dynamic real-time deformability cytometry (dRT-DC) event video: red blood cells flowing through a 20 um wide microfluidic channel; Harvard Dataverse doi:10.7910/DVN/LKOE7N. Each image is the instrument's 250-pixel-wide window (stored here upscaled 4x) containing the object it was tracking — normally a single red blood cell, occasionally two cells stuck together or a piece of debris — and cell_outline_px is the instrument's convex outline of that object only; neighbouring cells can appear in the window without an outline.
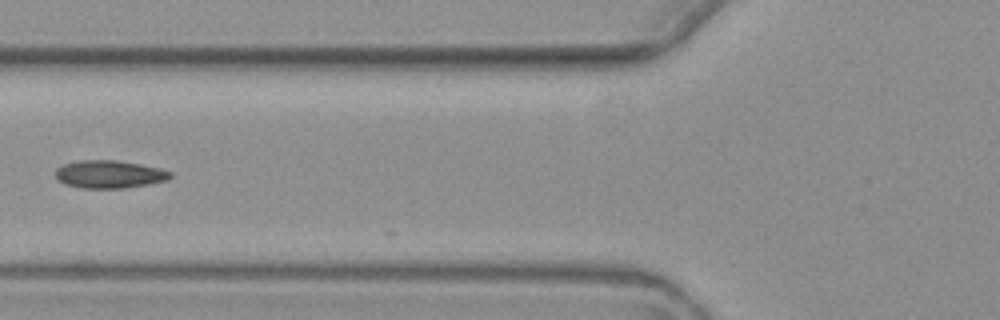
{"species": "common noctule bat (a hibernating species)", "species_latin": "Nyctalus noctula", "temperature_condition": "warm", "stored_images_in_passage": 4, "camera_frame_rate_fps": 3000, "um_per_image_px": 0.085, "animal": {"sex": "female", "body_mass_g": 19.3, "forearm_length_mm": 54.1}, "frame": {"image": 1, "passage_image": 4, "time_ms": 3.667, "image_size_px": [1000, 320], "cell_outline_px": [[172, 176], [168, 180], [148, 184], [124, 188], [84, 188], [68, 184], [60, 180], [56, 176], [56, 168], [64, 164], [80, 160], [116, 160], [140, 164], [160, 168], [172, 172]], "centroid_in_image_um": [9.34, 14.8], "position_along_channel_um": 116.5, "area_um2": 18.44}}